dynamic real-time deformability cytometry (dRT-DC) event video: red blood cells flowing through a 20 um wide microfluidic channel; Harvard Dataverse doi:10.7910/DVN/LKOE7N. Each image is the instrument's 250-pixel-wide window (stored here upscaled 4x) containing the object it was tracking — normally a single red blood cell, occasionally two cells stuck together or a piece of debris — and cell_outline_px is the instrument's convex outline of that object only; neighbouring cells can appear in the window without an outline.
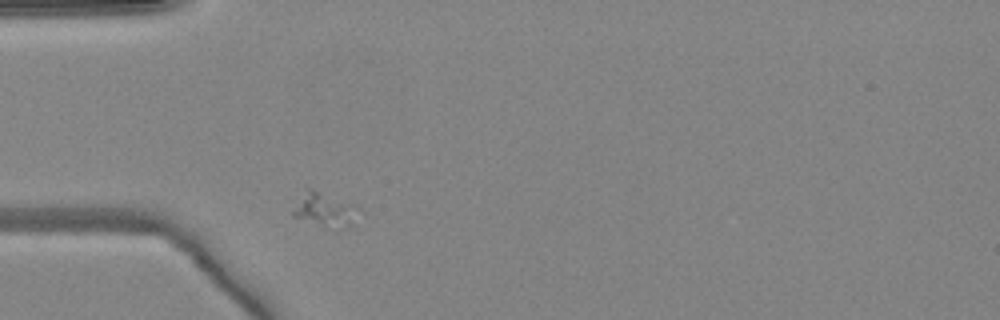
{"species": "common noctule bat (a hibernating species)", "species_latin": "Nyctalus noctula", "temperature_condition": "warm", "stored_images_in_passage": 6, "camera_frame_rate_fps": 3000, "um_per_image_px": 0.085, "animal": {"sex": "female", "body_mass_g": 24.6, "forearm_length_mm": 56.2}, "frame": {"image": 1, "passage_image": 3, "time_ms": 0.667, "image_size_px": [1000, 320], "cell_outline_px": [[360, 208], [352, 224], [348, 228], [336, 232], [332, 232], [292, 216], [292, 212], [304, 188], [312, 188], [356, 204]], "centroid_in_image_um": [27.63, 17.89], "position_along_channel_um": 57.4, "area_um2": 13.93}}